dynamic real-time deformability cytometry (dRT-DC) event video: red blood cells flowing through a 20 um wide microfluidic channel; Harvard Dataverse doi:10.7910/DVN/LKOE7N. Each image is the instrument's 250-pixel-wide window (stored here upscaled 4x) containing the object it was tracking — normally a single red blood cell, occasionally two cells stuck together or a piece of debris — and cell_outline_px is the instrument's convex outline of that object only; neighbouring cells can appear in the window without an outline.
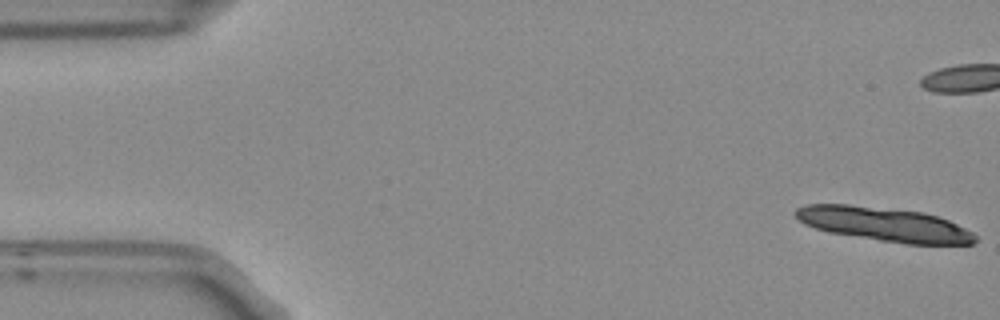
{"species": "Egyptian fruit bat (a non-hibernating species)", "species_latin": "Rousettus aegyptiacus", "temperature_condition": "room temperature", "stored_images_in_passage": 6, "camera_frame_rate_fps": 3000, "um_per_image_px": 0.085, "frame": {"image": 1, "passage_image": 1, "time_ms": 0.0, "image_size_px": [1000, 320], "cell_outline_px": [[976, 244], [904, 244], [828, 232], [804, 224], [796, 220], [792, 212], [796, 208], [808, 204], [848, 204], [924, 212], [948, 220], [972, 232], [976, 236]], "centroid_in_image_um": [75.11, 19.06], "position_along_channel_um": 9.9, "area_um2": 35.72}}
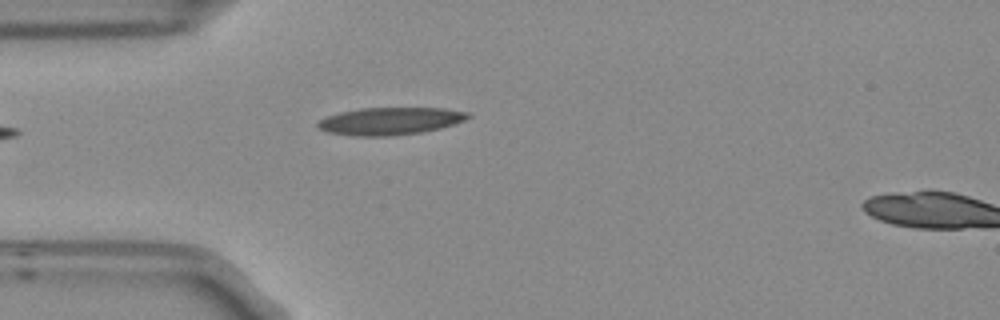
{"frame": {"image": 2, "passage_image": 6, "time_ms": 1.667, "image_size_px": [1000, 320], "cell_outline_px": [[472, 116], [464, 120], [440, 128], [420, 132], [392, 136], [352, 136], [328, 132], [316, 128], [316, 120], [340, 112], [360, 108], [444, 108], [468, 112]], "centroid_in_image_um": [33.1, 10.29], "position_along_channel_um": 51.9, "area_um2": 24.1}}